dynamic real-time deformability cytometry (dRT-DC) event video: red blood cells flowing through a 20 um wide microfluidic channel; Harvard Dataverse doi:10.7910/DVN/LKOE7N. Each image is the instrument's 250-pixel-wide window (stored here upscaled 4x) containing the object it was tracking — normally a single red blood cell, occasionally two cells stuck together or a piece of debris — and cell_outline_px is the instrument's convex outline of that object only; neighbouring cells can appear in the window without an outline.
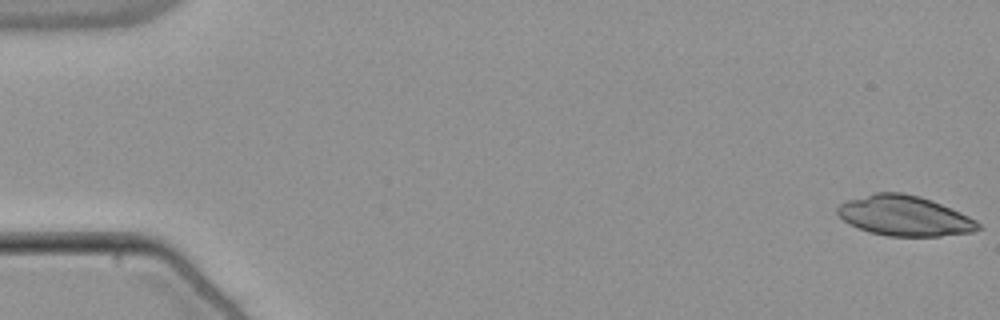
{"species": "common noctule bat (a hibernating species)", "species_latin": "Nyctalus noctula", "temperature_condition": "warm", "stored_images_in_passage": 8, "camera_frame_rate_fps": 3000, "um_per_image_px": 0.085, "animal": {"sex": "male", "body_mass_g": 21.5, "forearm_length_mm": 52.0}, "frame": {"image": 1, "passage_image": 1, "time_ms": 0.0, "image_size_px": [1000, 320], "cell_outline_px": [[984, 228], [972, 232], [940, 236], [888, 236], [868, 232], [844, 220], [836, 212], [836, 208], [840, 204], [848, 200], [876, 192], [904, 192], [920, 196], [932, 200], [960, 212], [976, 220]], "centroid_in_image_um": [76.91, 18.34], "position_along_channel_um": 8.1, "area_um2": 32.89}}